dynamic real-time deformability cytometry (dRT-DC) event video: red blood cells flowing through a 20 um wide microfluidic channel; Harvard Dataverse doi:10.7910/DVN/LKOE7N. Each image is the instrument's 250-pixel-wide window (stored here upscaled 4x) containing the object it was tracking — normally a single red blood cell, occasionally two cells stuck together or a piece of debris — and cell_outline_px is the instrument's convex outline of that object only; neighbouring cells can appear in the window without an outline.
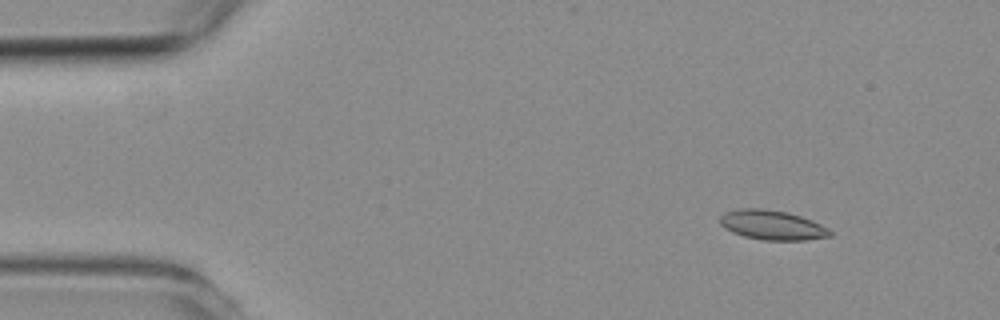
{"species": "common noctule bat (a hibernating species)", "species_latin": "Nyctalus noctula", "temperature_condition": "room temperature", "stored_images_in_passage": 6, "camera_frame_rate_fps": 3000, "um_per_image_px": 0.085, "animal": {"sex": "female", "body_mass_g": 19.3, "forearm_length_mm": 54.1}, "frame": {"image": 1, "passage_image": 1, "time_ms": 0.0, "image_size_px": [1000, 320], "cell_outline_px": [[832, 236], [804, 240], [764, 240], [744, 236], [732, 232], [720, 224], [720, 216], [724, 212], [740, 208], [760, 208], [788, 212], [812, 220], [828, 228], [832, 232]], "centroid_in_image_um": [65.63, 19.12], "position_along_channel_um": 19.4, "area_um2": 18.96}}
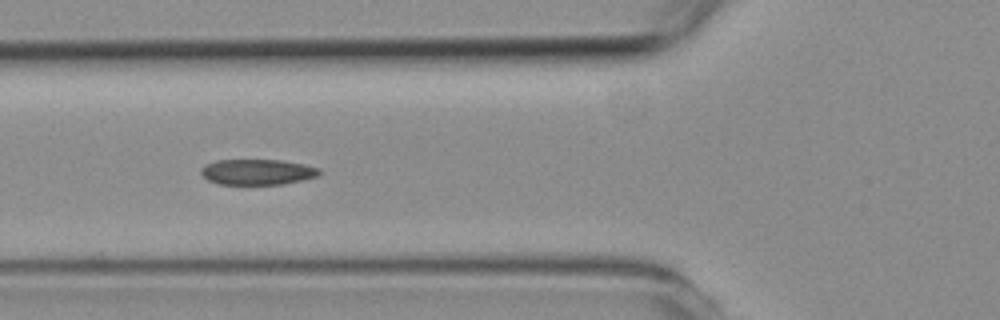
{"frame": {"image": 2, "passage_image": 4, "time_ms": 4.333, "image_size_px": [1000, 320], "cell_outline_px": [[324, 172], [316, 176], [284, 184], [220, 184], [208, 180], [200, 172], [200, 168], [204, 164], [216, 160], [284, 160], [304, 164], [320, 168]], "centroid_in_image_um": [21.88, 14.6], "position_along_channel_um": 103.9, "area_um2": 17.74}}
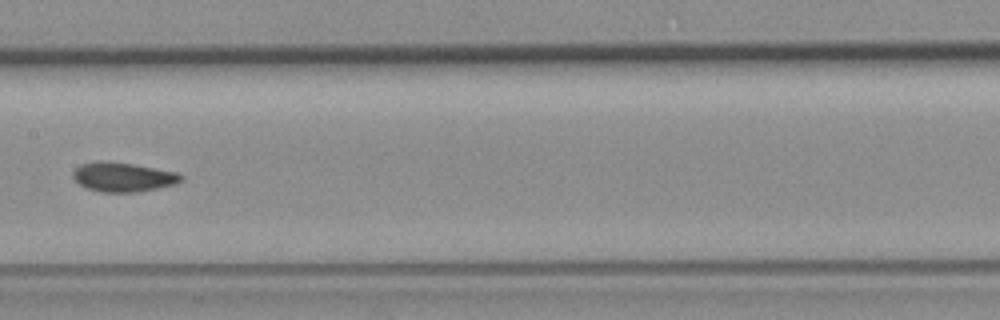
{"frame": {"image": 3, "passage_image": 6, "time_ms": 6.667, "image_size_px": [1000, 320], "cell_outline_px": [[184, 180], [176, 184], [136, 192], [100, 192], [88, 188], [80, 184], [72, 176], [72, 172], [80, 164], [132, 164], [176, 172], [184, 176]], "centroid_in_image_um": [10.53, 15.09], "position_along_channel_um": 196.9, "area_um2": 17.63}}